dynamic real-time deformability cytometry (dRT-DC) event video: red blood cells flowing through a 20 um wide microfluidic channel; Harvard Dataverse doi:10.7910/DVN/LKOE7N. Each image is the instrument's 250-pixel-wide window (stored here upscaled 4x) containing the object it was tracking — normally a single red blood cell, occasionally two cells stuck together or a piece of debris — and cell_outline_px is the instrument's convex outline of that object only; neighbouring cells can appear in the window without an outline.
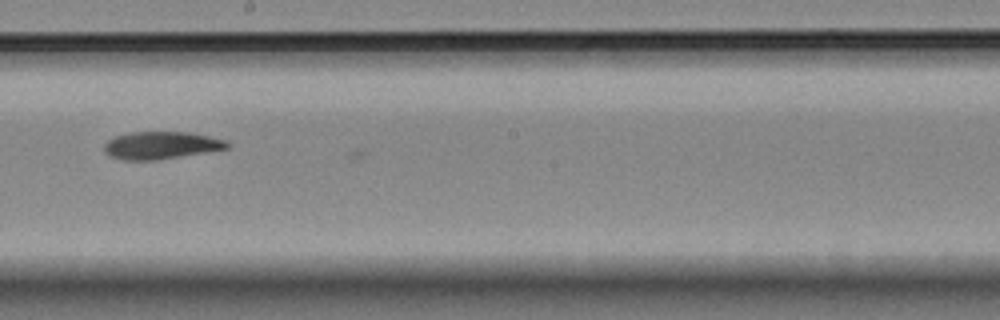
{"species": "Egyptian fruit bat (a non-hibernating species)", "species_latin": "Rousettus aegyptiacus", "temperature_condition": "room temperature", "stored_images_in_passage": 12, "camera_frame_rate_fps": 3000, "um_per_image_px": 0.085, "animal": {"sex": "female"}, "frame": {"image": 1, "passage_image": 10, "time_ms": 11.333, "image_size_px": [1000, 320], "cell_outline_px": [[232, 144], [228, 148], [160, 160], [120, 160], [108, 156], [104, 152], [104, 144], [108, 140], [116, 136], [132, 132], [188, 132], [228, 140]], "centroid_in_image_um": [13.69, 12.36], "position_along_channel_um": 234.5, "area_um2": 19.88}}